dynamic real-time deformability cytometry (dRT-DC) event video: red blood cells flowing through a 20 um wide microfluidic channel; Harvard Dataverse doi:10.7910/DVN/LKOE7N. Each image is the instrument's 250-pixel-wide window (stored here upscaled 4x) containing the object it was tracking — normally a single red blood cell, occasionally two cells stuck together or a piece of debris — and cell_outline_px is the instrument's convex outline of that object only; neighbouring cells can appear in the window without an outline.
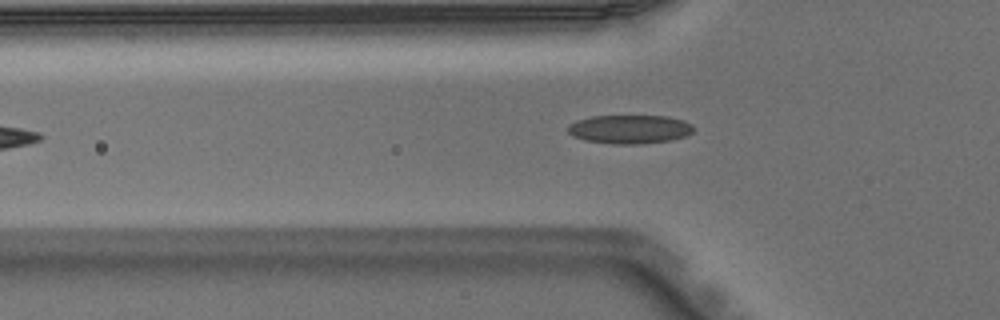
{"species": "Egyptian fruit bat (a non-hibernating species)", "species_latin": "Rousettus aegyptiacus", "temperature_condition": "warm", "stored_images_in_passage": 4, "camera_frame_rate_fps": 3000, "um_per_image_px": 0.085, "animal": {"sex": "male"}, "frame": {"image": 1, "passage_image": 4, "time_ms": 1.0, "image_size_px": [1000, 320], "cell_outline_px": [[692, 132], [684, 136], [672, 140], [636, 144], [616, 144], [584, 140], [572, 136], [568, 132], [568, 124], [576, 120], [592, 116], [668, 116], [684, 120], [692, 124]], "centroid_in_image_um": [53.5, 10.98], "position_along_channel_um": 72.3, "area_um2": 21.04}}